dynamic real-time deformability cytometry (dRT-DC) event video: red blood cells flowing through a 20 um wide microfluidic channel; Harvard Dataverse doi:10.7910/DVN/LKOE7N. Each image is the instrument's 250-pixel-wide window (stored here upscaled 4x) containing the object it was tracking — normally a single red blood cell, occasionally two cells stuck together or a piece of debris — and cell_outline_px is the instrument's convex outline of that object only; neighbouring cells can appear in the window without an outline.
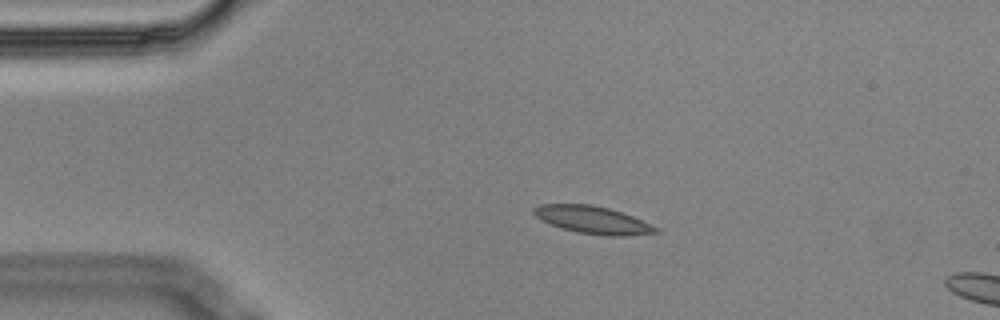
{"species": "Egyptian fruit bat (a non-hibernating species)", "species_latin": "Rousettus aegyptiacus", "temperature_condition": "cold", "stored_images_in_passage": 4, "camera_frame_rate_fps": 3000, "um_per_image_px": 0.085, "animal": {"sex": "male"}, "frame": {"image": 1, "passage_image": 3, "time_ms": 0.667, "image_size_px": [1000, 320], "cell_outline_px": [[660, 232], [624, 236], [608, 236], [576, 232], [560, 228], [536, 216], [532, 212], [532, 208], [540, 204], [592, 204], [608, 208], [632, 216], [660, 228]], "centroid_in_image_um": [50.39, 18.69], "position_along_channel_um": 34.6, "area_um2": 19.48}}